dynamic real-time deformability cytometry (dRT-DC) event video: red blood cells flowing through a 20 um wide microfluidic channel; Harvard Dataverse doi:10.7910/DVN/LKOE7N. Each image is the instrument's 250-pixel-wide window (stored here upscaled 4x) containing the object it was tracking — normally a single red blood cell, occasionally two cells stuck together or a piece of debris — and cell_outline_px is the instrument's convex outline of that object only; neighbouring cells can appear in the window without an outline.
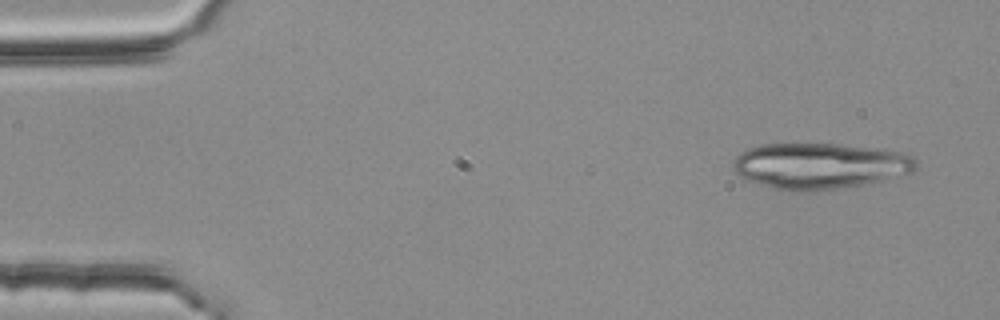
{"species": "common noctule bat (a hibernating species)", "species_latin": "Nyctalus noctula", "temperature_condition": "room temperature", "stored_images_in_passage": 3, "camera_frame_rate_fps": 3000, "um_per_image_px": 0.085, "animal": {"sex": "female", "body_mass_g": 25.1}, "frame": {"image": 1, "passage_image": 1, "time_ms": 0.0, "image_size_px": [1000, 320], "cell_outline_px": [[916, 168], [912, 172], [864, 184], [836, 188], [804, 192], [796, 192], [776, 188], [760, 184], [748, 180], [740, 176], [732, 168], [732, 160], [740, 152], [748, 148], [760, 144], [836, 144], [904, 152], [916, 156]], "centroid_in_image_um": [69.65, 14.09], "position_along_channel_um": 15.4, "area_um2": 48.78}}